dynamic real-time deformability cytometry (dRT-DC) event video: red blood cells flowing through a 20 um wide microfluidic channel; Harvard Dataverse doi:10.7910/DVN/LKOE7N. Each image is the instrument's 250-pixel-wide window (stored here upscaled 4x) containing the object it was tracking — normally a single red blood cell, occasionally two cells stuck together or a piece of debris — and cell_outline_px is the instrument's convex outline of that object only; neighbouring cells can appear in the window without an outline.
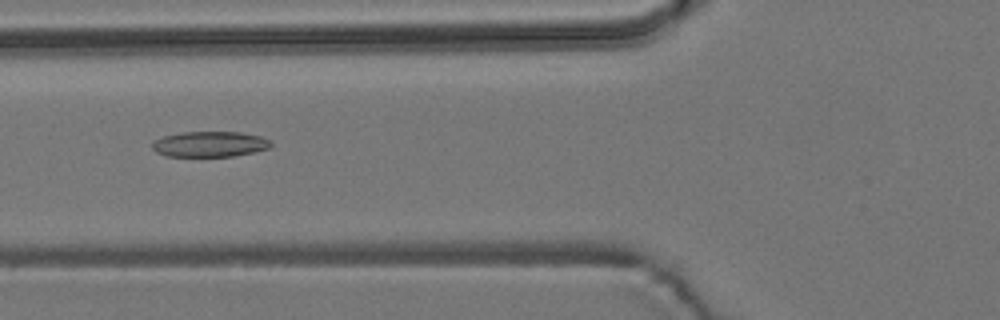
{"species": "common noctule bat (a hibernating species)", "species_latin": "Nyctalus noctula", "temperature_condition": "room temperature", "stored_images_in_passage": 41, "camera_frame_rate_fps": 3000, "um_per_image_px": 0.085, "animal": {"sex": "male", "body_mass_g": 19.2, "forearm_length_mm": 51.8}, "frame": {"image": 1, "passage_image": 9, "time_ms": 2.667, "image_size_px": [1000, 320], "cell_outline_px": [[272, 144], [268, 148], [252, 152], [232, 156], [168, 156], [156, 152], [152, 148], [152, 140], [164, 136], [180, 132], [240, 132], [260, 136], [268, 140]], "centroid_in_image_um": [17.78, 12.24], "position_along_channel_um": 108.0, "area_um2": 17.51}}
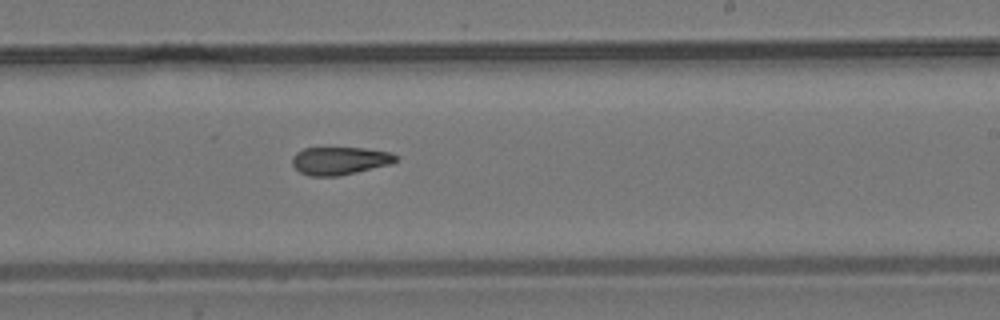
{"frame": {"image": 2, "passage_image": 21, "time_ms": 6.667, "image_size_px": [1000, 320], "cell_outline_px": [[400, 160], [392, 164], [340, 176], [308, 176], [300, 172], [292, 164], [292, 156], [296, 152], [304, 148], [364, 148], [392, 152], [400, 156]], "centroid_in_image_um": [28.94, 13.66], "position_along_channel_um": 260.1, "area_um2": 17.17}}
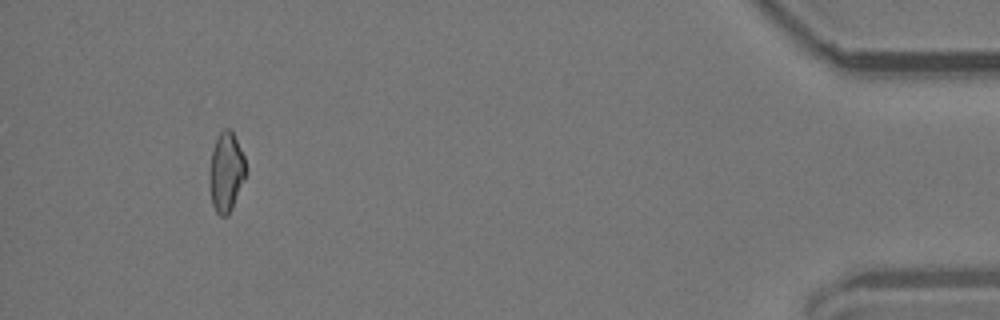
{"frame": {"image": 3, "passage_image": 39, "time_ms": 12.667, "image_size_px": [1000, 320], "cell_outline_px": [[244, 176], [232, 208], [228, 216], [220, 216], [216, 212], [212, 204], [208, 184], [208, 168], [212, 148], [216, 136], [224, 128], [232, 128], [244, 156]], "centroid_in_image_um": [19.16, 14.58], "position_along_channel_um": 416.0, "area_um2": 17.05}}